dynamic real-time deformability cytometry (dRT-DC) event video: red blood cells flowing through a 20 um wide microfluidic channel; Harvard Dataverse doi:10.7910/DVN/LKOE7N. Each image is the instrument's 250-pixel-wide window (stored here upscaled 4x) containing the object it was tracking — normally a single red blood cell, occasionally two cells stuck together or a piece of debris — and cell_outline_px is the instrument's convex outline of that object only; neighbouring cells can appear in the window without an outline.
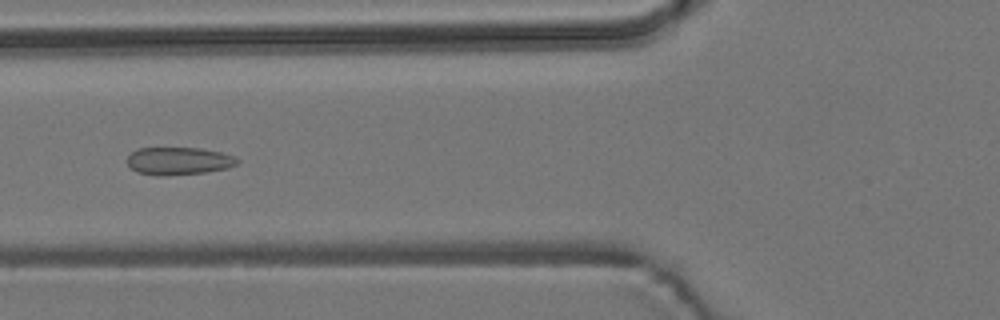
{"species": "common noctule bat (a hibernating species)", "species_latin": "Nyctalus noctula", "temperature_condition": "room temperature", "stored_images_in_passage": 54, "camera_frame_rate_fps": 3000, "um_per_image_px": 0.085, "animal": {"sex": "male", "body_mass_g": 19.2, "forearm_length_mm": 51.8}, "frame": {"image": 1, "passage_image": 20, "time_ms": 6.333, "image_size_px": [1000, 320], "cell_outline_px": [[240, 160], [236, 164], [224, 168], [204, 172], [164, 176], [156, 176], [136, 172], [128, 164], [128, 156], [136, 148], [200, 148], [220, 152], [236, 156]], "centroid_in_image_um": [15.16, 13.68], "position_along_channel_um": 110.6, "area_um2": 17.69}}
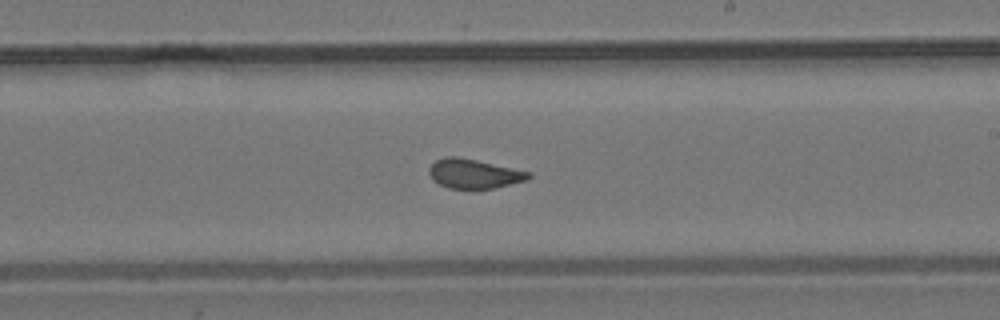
{"frame": {"image": 2, "passage_image": 31, "time_ms": 10.0, "image_size_px": [1000, 320], "cell_outline_px": [[532, 176], [528, 180], [492, 188], [448, 188], [432, 180], [428, 172], [428, 168], [436, 160], [444, 156], [456, 156], [476, 160], [532, 172]], "centroid_in_image_um": [40.28, 14.75], "position_along_channel_um": 248.7, "area_um2": 16.99}}
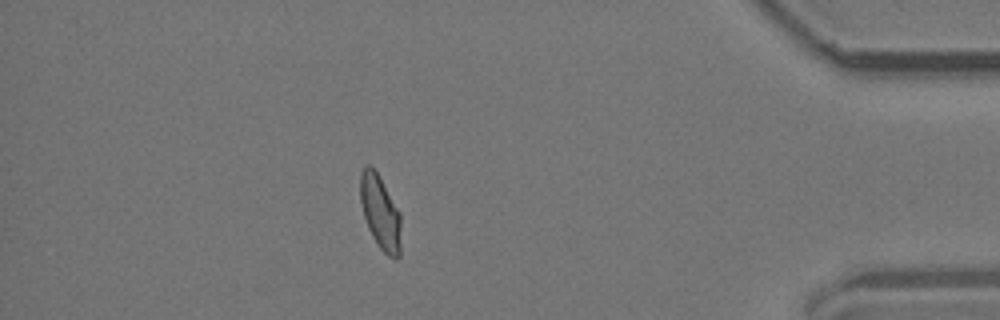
{"frame": {"image": 3, "passage_image": 47, "time_ms": 15.333, "image_size_px": [1000, 320], "cell_outline_px": [[400, 256], [396, 260], [388, 256], [376, 244], [368, 228], [364, 216], [360, 200], [360, 172], [364, 164], [368, 164], [376, 172], [400, 212]], "centroid_in_image_um": [32.31, 18.07], "position_along_channel_um": 402.9, "area_um2": 17.51}, "authors_computed_cell_mechanics": {"area_um2": 17.6868, "velocity_mm_per_s": 3.7626, "shape_relaxation_time_tau1_ms": null, "shape_relaxation_time_tau2_ms": 1.1231, "deformation_change_tau1": null, "deformation_change_tau2": 0.0789}}